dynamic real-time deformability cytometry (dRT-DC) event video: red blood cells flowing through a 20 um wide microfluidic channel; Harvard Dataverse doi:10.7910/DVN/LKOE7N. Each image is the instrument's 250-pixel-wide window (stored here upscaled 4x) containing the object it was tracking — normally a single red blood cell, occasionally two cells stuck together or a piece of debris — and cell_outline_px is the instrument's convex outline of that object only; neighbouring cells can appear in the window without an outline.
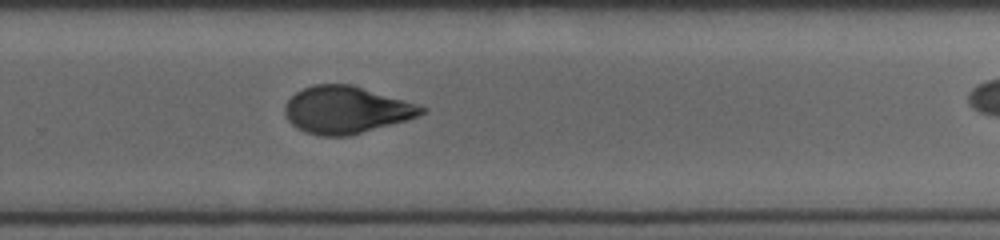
{"species": "human", "species_latin": "Homo sapiens", "temperature_condition": "cold", "stored_images_in_passage": 26, "camera_frame_rate_fps": 3000, "um_per_image_px": 0.085, "donor": {"sex": "male"}, "frame": {"image": 1, "passage_image": 19, "time_ms": 6.0, "image_size_px": [1000, 240], "cell_outline_px": [[428, 112], [404, 120], [348, 136], [320, 136], [304, 132], [292, 124], [288, 120], [284, 112], [284, 104], [296, 92], [312, 84], [352, 84], [404, 100], [428, 108]], "centroid_in_image_um": [29.39, 9.33], "position_along_channel_um": 300.4, "area_um2": 37.34}}
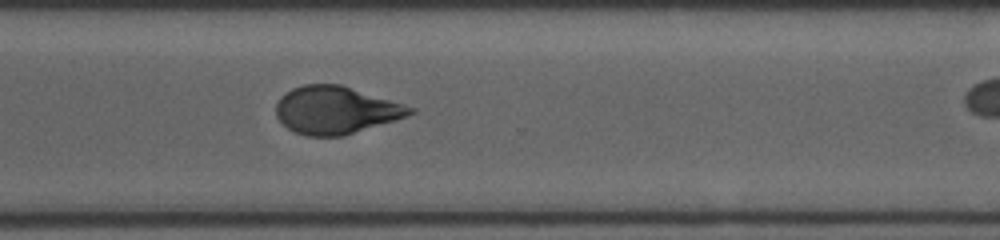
{"frame": {"image": 2, "passage_image": 22, "time_ms": 7.0, "image_size_px": [1000, 240], "cell_outline_px": [[416, 112], [396, 120], [344, 136], [308, 136], [296, 132], [288, 128], [276, 116], [276, 104], [280, 96], [292, 88], [304, 84], [340, 84], [404, 104], [416, 108]], "centroid_in_image_um": [28.55, 9.36], "position_along_channel_um": 342.1, "area_um2": 37.11}}